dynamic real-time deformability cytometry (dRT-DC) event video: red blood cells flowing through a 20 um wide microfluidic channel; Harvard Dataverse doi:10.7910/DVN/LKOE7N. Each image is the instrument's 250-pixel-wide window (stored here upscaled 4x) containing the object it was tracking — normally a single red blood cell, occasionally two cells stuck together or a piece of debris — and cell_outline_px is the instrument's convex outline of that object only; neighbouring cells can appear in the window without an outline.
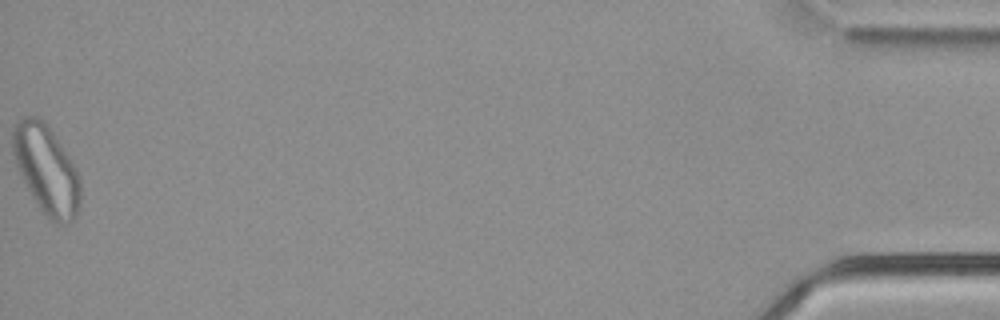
{"species": "common noctule bat (a hibernating species)", "species_latin": "Nyctalus noctula", "temperature_condition": "cold", "stored_images_in_passage": 49, "camera_frame_rate_fps": 3000, "um_per_image_px": 0.085, "animal": {"sex": "male", "body_mass_g": 21.5, "forearm_length_mm": 52.0}, "frame": {"image": 1, "passage_image": 49, "time_ms": 16.0, "image_size_px": [1000, 320], "cell_outline_px": [[80, 204], [76, 216], [72, 220], [64, 224], [56, 224], [48, 220], [40, 208], [28, 188], [16, 164], [12, 152], [12, 132], [16, 124], [24, 116], [36, 116], [44, 120], [48, 124], [76, 168], [80, 176]], "centroid_in_image_um": [3.96, 14.41], "position_along_channel_um": 431.2, "area_um2": 34.8}, "authors_computed_cell_mechanics": {"area_um2": 28.4954, "velocity_mm_per_s": 3.7699, "shape_relaxation_time_tau1_ms": null, "shape_relaxation_time_tau2_ms": 2.8374, "deformation_change_tau1": null, "deformation_change_tau2": 0.1073}}